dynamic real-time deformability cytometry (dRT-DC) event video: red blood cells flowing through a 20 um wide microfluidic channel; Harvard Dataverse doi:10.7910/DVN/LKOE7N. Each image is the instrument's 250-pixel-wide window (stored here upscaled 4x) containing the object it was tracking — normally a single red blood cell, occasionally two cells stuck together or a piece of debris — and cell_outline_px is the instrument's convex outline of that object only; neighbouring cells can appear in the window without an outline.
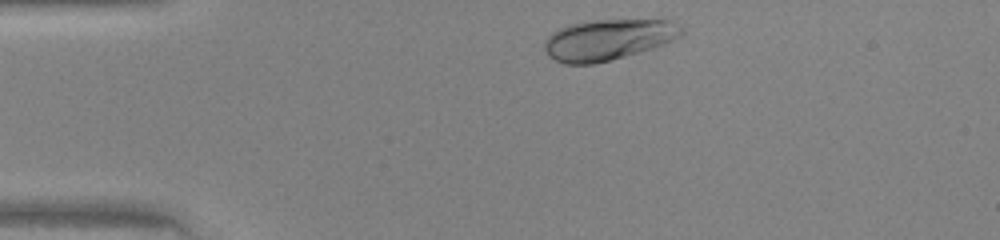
{"species": "human", "species_latin": "Homo sapiens", "temperature_condition": "warm", "stored_images_in_passage": 30, "camera_frame_rate_fps": 3000, "um_per_image_px": 0.085, "donor": {"sex": "female"}, "frame": {"image": 1, "passage_image": 1, "time_ms": 0.0, "image_size_px": [1000, 240], "cell_outline_px": [[684, 32], [680, 36], [664, 44], [640, 52], [592, 64], [564, 64], [548, 56], [544, 48], [544, 40], [552, 32], [568, 24], [584, 20], [668, 16], [684, 28]], "centroid_in_image_um": [51.79, 3.29], "position_along_channel_um": 33.2, "area_um2": 34.1}}
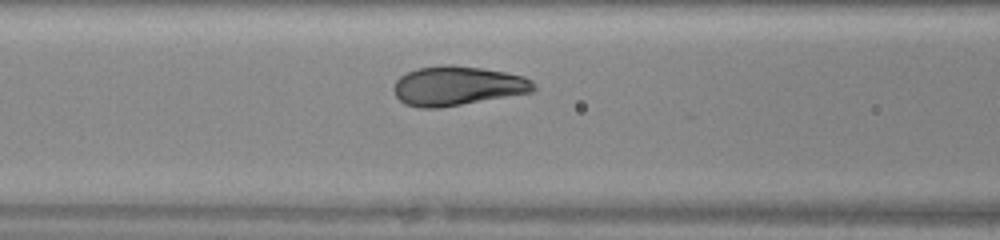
{"frame": {"image": 2, "passage_image": 11, "time_ms": 3.333, "image_size_px": [1000, 240], "cell_outline_px": [[536, 92], [440, 108], [420, 108], [404, 104], [396, 96], [392, 88], [396, 80], [400, 76], [416, 68], [444, 64], [480, 68], [504, 72], [524, 76], [532, 80], [536, 84]], "centroid_in_image_um": [38.9, 7.31], "position_along_channel_um": 127.7, "area_um2": 32.43}}
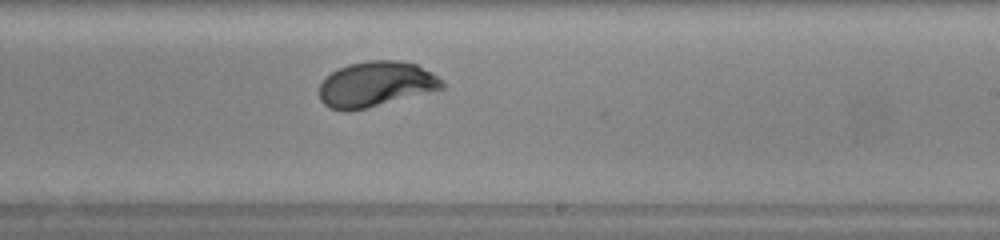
{"frame": {"image": 3, "passage_image": 20, "time_ms": 6.333, "image_size_px": [1000, 240], "cell_outline_px": [[444, 88], [368, 108], [348, 112], [344, 112], [328, 108], [320, 100], [320, 84], [332, 72], [348, 64], [368, 60], [396, 60], [416, 64], [444, 80]], "centroid_in_image_um": [31.93, 7.17], "position_along_channel_um": 257.1, "area_um2": 32.43}}